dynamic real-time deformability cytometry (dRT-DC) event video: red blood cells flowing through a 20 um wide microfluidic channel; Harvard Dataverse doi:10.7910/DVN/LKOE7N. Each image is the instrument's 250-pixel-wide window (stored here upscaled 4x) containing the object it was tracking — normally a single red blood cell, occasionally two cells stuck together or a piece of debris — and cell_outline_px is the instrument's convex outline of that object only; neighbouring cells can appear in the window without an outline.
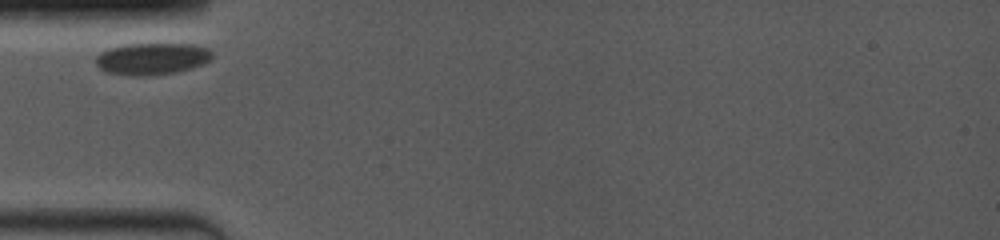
{"species": "common noctule bat (a hibernating species)", "species_latin": "Nyctalus noctula", "temperature_condition": "room temperature", "stored_images_in_passage": 14, "camera_frame_rate_fps": 4000, "um_per_image_px": 0.085, "animal": {"sex": "female", "body_mass_g": 19.0, "forearm_length_mm": 53.3}, "frame": {"image": 1, "passage_image": 1, "time_ms": 0.0, "image_size_px": [1000, 240], "cell_outline_px": [[212, 56], [204, 64], [192, 68], [176, 72], [148, 76], [132, 76], [108, 72], [100, 68], [96, 64], [96, 56], [100, 52], [108, 48], [124, 44], [192, 44], [208, 48], [212, 52]], "centroid_in_image_um": [12.91, 4.99], "position_along_channel_um": 72.1, "area_um2": 21.68}}
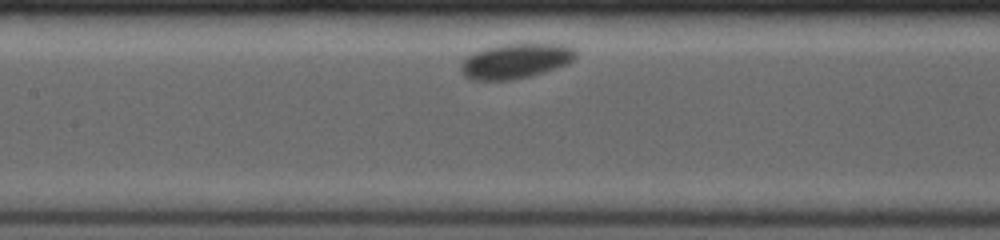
{"frame": {"image": 2, "passage_image": 5, "time_ms": 2.75, "image_size_px": [1000, 240], "cell_outline_px": [[576, 56], [568, 64], [544, 72], [512, 80], [472, 80], [464, 76], [460, 72], [460, 64], [468, 56], [476, 52], [500, 44], [564, 44], [572, 48], [576, 52]], "centroid_in_image_um": [43.82, 5.19], "position_along_channel_um": 163.6, "area_um2": 23.24}}
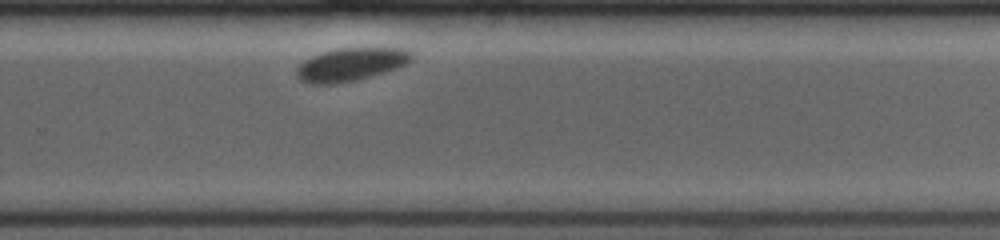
{"frame": {"image": 3, "passage_image": 14, "time_ms": 6.75, "image_size_px": [1000, 240], "cell_outline_px": [[412, 56], [404, 64], [396, 68], [372, 76], [332, 84], [312, 84], [300, 80], [296, 76], [296, 68], [304, 60], [312, 56], [324, 52], [340, 48], [404, 48], [412, 52]], "centroid_in_image_um": [29.78, 5.47], "position_along_channel_um": 300.0, "area_um2": 21.79}}